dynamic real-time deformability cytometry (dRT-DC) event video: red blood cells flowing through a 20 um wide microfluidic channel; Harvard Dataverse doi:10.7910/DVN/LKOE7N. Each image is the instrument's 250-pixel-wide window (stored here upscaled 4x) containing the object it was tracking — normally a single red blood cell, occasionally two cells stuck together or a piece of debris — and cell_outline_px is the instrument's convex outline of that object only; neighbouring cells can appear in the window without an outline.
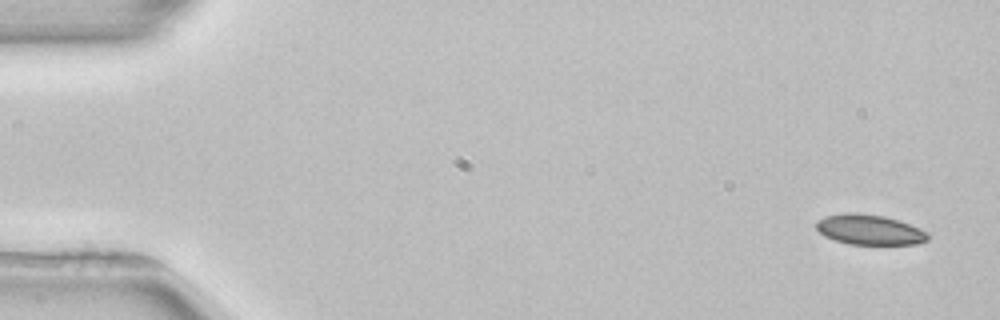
{"species": "common noctule bat (a hibernating species)", "species_latin": "Nyctalus noctula", "temperature_condition": "room temperature", "stored_images_in_passage": 5, "camera_frame_rate_fps": 3000, "um_per_image_px": 0.085, "animal": {"sex": "female", "body_mass_g": 22.7, "forearm_length_mm": 54.2}, "frame": {"image": 1, "passage_image": 1, "time_ms": 0.0, "image_size_px": [1000, 320], "cell_outline_px": [[928, 240], [916, 244], [848, 244], [824, 236], [816, 228], [816, 220], [828, 216], [884, 216], [900, 220], [920, 228], [928, 232]], "centroid_in_image_um": [73.99, 19.58], "position_along_channel_um": 11.0, "area_um2": 18.73}}
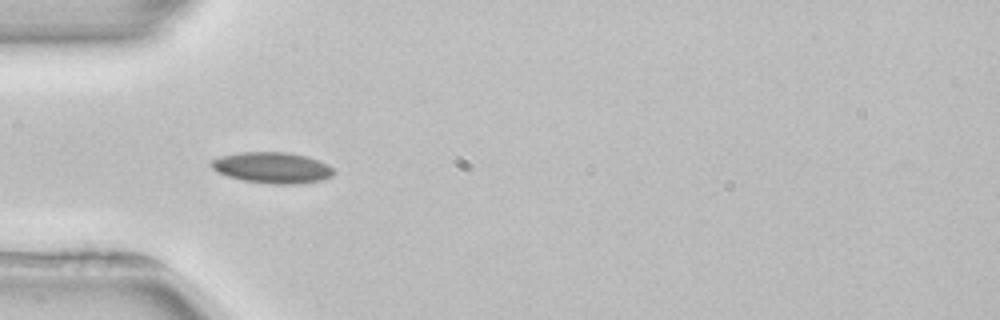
{"frame": {"image": 2, "passage_image": 4, "time_ms": 4.667, "image_size_px": [1000, 320], "cell_outline_px": [[336, 172], [332, 176], [320, 180], [296, 184], [272, 184], [240, 180], [216, 172], [212, 168], [212, 160], [220, 156], [240, 152], [288, 152], [308, 156], [320, 160], [328, 164]], "centroid_in_image_um": [23.16, 14.25], "position_along_channel_um": 61.8, "area_um2": 22.31}}